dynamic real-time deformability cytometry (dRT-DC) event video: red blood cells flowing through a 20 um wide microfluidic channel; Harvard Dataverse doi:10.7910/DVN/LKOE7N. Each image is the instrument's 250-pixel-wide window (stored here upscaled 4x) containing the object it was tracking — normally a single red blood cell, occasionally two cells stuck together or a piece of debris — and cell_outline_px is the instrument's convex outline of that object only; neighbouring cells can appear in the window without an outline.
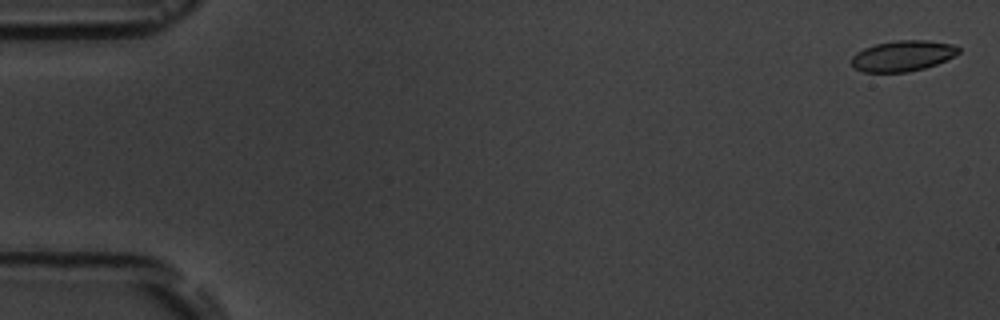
{"species": "common noctule bat (a hibernating species)", "species_latin": "Nyctalus noctula", "temperature_condition": "room temperature", "stored_images_in_passage": 8, "camera_frame_rate_fps": 3000, "um_per_image_px": 0.085, "animal": {"sex": "male", "body_mass_g": 19.5, "forearm_length_mm": 54.6}, "frame": {"image": 1, "passage_image": 1, "time_ms": 0.0, "image_size_px": [1000, 320], "cell_outline_px": [[960, 52], [936, 64], [924, 68], [908, 72], [864, 72], [852, 68], [852, 56], [856, 52], [864, 48], [876, 44], [896, 40], [928, 40], [952, 44], [960, 48]], "centroid_in_image_um": [76.7, 4.75], "position_along_channel_um": 8.3, "area_um2": 19.13}}
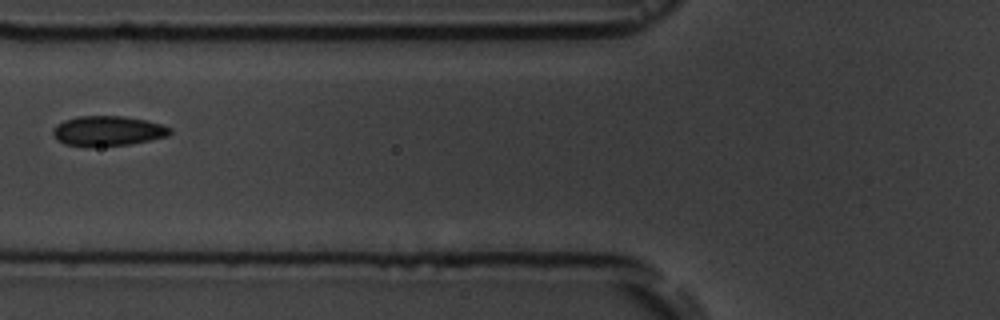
{"frame": {"image": 2, "passage_image": 7, "time_ms": 7.0, "image_size_px": [1000, 320], "cell_outline_px": [[172, 132], [168, 136], [132, 144], [88, 148], [64, 144], [56, 140], [52, 132], [52, 128], [56, 124], [64, 120], [76, 116], [124, 116], [164, 124], [172, 128]], "centroid_in_image_um": [9.14, 11.15], "position_along_channel_um": 116.7, "area_um2": 21.04}}
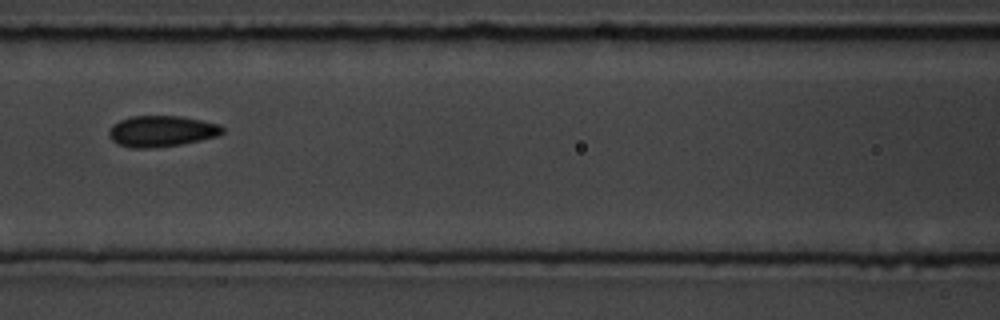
{"frame": {"image": 3, "passage_image": 8, "time_ms": 8.0, "image_size_px": [1000, 320], "cell_outline_px": [[224, 132], [216, 136], [200, 140], [180, 144], [152, 148], [128, 148], [116, 144], [108, 136], [108, 132], [112, 124], [120, 120], [132, 116], [180, 116], [220, 124], [224, 128]], "centroid_in_image_um": [13.69, 11.15], "position_along_channel_um": 152.9, "area_um2": 20.63}}